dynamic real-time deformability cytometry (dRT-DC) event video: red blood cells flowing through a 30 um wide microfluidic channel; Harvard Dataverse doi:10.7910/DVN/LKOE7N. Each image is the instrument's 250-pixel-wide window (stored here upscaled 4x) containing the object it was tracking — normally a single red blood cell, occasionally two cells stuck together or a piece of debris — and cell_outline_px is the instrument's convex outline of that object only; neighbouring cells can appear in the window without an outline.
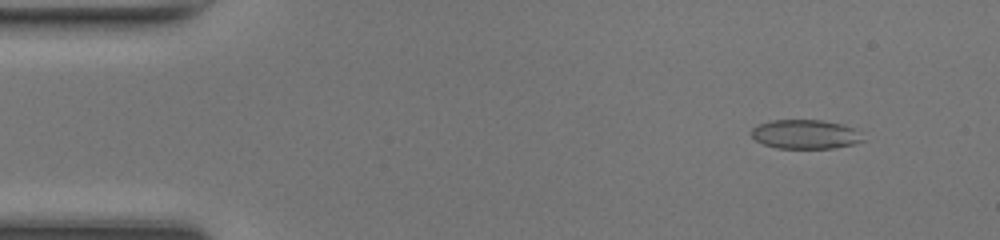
{"species": "common noctule bat (a hibernating species)", "species_latin": "Nyctalus noctula", "temperature_condition": "room temperature", "stored_images_in_passage": 48, "camera_frame_rate_fps": 3000, "um_per_image_px": 0.085, "animal": {"sex": "female", "body_mass_g": 17.0, "forearm_length_mm": 48.0}, "frame": {"image": 1, "passage_image": 5, "time_ms": 1.333, "image_size_px": [1000, 240], "cell_outline_px": [[864, 140], [852, 144], [832, 148], [776, 148], [764, 144], [756, 140], [752, 136], [752, 128], [756, 124], [768, 120], [820, 120], [844, 124], [860, 132]], "centroid_in_image_um": [68.43, 11.4], "position_along_channel_um": 16.6, "area_um2": 18.96}}
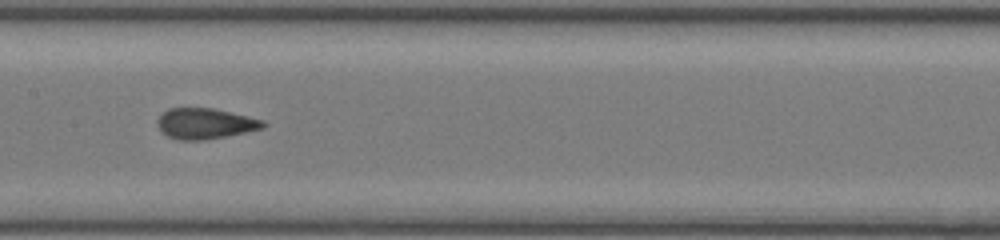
{"frame": {"image": 2, "passage_image": 24, "time_ms": 7.667, "image_size_px": [1000, 240], "cell_outline_px": [[268, 124], [264, 128], [228, 136], [204, 140], [176, 140], [160, 132], [156, 124], [156, 120], [168, 108], [212, 108], [248, 116], [264, 120]], "centroid_in_image_um": [17.43, 10.51], "position_along_channel_um": 190.0, "area_um2": 19.13}}
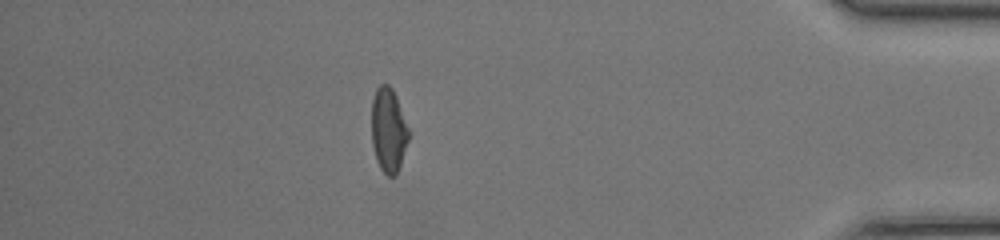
{"frame": {"image": 3, "passage_image": 42, "time_ms": 13.667, "image_size_px": [1000, 240], "cell_outline_px": [[408, 140], [396, 176], [388, 176], [380, 168], [376, 160], [372, 144], [372, 100], [376, 88], [380, 84], [388, 84], [392, 88], [396, 96], [408, 128]], "centroid_in_image_um": [33.0, 11.05], "position_along_channel_um": 402.2, "area_um2": 18.03}, "authors_computed_cell_mechanics": {"area_um2": 19.1318, "velocity_mm_per_s": 4.3301, "shape_relaxation_time_tau1_ms": 8.9131, "shape_relaxation_time_tau2_ms": 1.0545, "deformation_change_tau1": 0.2183, "deformation_change_tau2": 0.0772}}